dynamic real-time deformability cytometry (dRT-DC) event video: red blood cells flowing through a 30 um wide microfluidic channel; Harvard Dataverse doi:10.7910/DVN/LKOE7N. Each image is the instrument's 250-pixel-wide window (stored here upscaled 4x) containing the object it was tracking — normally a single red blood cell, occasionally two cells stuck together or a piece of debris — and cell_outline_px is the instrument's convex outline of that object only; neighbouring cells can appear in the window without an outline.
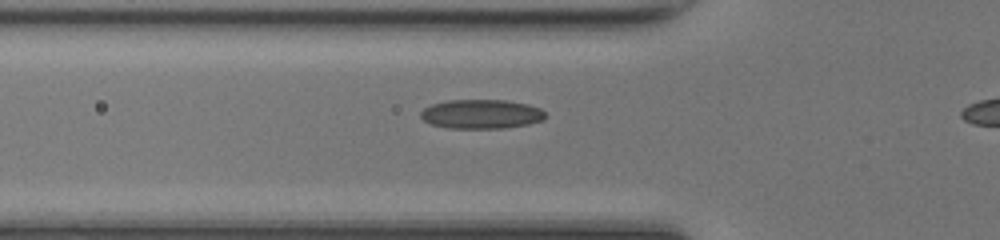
{"species": "common noctule bat (a hibernating species)", "species_latin": "Nyctalus noctula", "temperature_condition": "room temperature", "stored_images_in_passage": 12, "camera_frame_rate_fps": 3000, "um_per_image_px": 0.085, "animal": {"sex": "female", "body_mass_g": 17.0, "forearm_length_mm": 48.0}, "frame": {"image": 1, "passage_image": 10, "time_ms": 3.0, "image_size_px": [1000, 240], "cell_outline_px": [[544, 120], [528, 124], [504, 128], [448, 128], [432, 124], [424, 120], [420, 116], [420, 112], [424, 108], [432, 104], [448, 100], [508, 100], [528, 104], [540, 108], [544, 112]], "centroid_in_image_um": [40.91, 9.69], "position_along_channel_um": 84.9, "area_um2": 21.21}}